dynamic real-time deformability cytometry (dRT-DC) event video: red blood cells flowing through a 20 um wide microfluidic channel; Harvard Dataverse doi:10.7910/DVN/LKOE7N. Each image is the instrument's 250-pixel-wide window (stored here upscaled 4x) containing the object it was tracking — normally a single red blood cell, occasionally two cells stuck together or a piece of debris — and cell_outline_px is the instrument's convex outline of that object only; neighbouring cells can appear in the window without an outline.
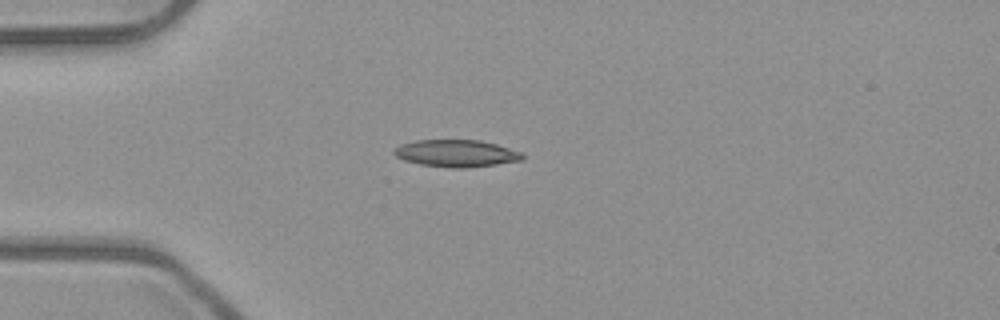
{"species": "common noctule bat (a hibernating species)", "species_latin": "Nyctalus noctula", "temperature_condition": "room temperature", "stored_images_in_passage": 3, "camera_frame_rate_fps": 3000, "um_per_image_px": 0.085, "animal": {"sex": "male", "body_mass_g": 23.1, "forearm_length_mm": 52.7}, "frame": {"image": 1, "passage_image": 3, "time_ms": 0.667, "image_size_px": [1000, 320], "cell_outline_px": [[524, 160], [468, 168], [452, 168], [420, 164], [404, 160], [396, 156], [392, 152], [392, 148], [400, 144], [416, 140], [480, 140], [496, 144], [520, 152], [524, 156]], "centroid_in_image_um": [38.75, 13.03], "position_along_channel_um": 46.3, "area_um2": 20.35}}